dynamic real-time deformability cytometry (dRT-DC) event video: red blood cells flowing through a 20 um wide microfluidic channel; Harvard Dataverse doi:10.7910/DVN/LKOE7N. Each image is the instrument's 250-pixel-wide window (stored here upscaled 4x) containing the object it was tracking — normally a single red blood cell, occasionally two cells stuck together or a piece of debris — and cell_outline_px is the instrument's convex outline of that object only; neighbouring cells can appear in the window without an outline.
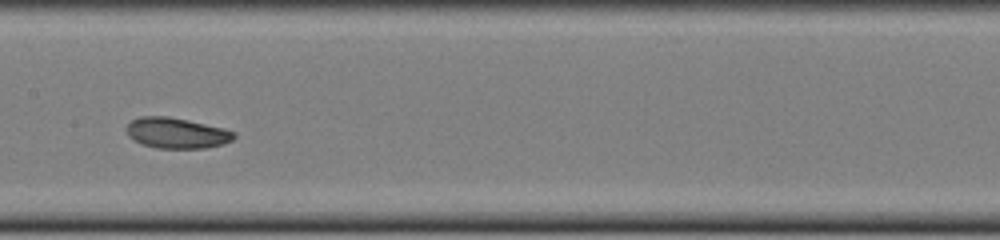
{"species": "common noctule bat (a hibernating species)", "species_latin": "Nyctalus noctula", "temperature_condition": "cold", "stored_images_in_passage": 21, "camera_frame_rate_fps": 3000, "um_per_image_px": 0.085, "animal": {"sex": "female", "body_mass_g": 22.0, "forearm_length_mm": 56.7}, "frame": {"image": 1, "passage_image": 12, "time_ms": 3.667, "image_size_px": [1000, 240], "cell_outline_px": [[236, 136], [232, 140], [220, 144], [204, 148], [156, 148], [140, 144], [128, 136], [128, 124], [132, 120], [140, 116], [168, 116], [188, 120], [224, 128], [236, 132]], "centroid_in_image_um": [15.01, 11.3], "position_along_channel_um": 192.4, "area_um2": 19.13}}
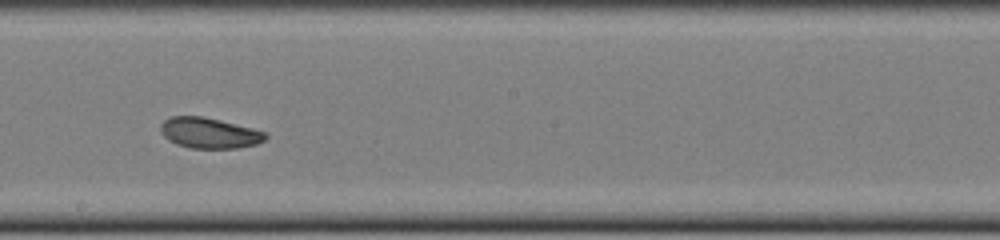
{"frame": {"image": 2, "passage_image": 15, "time_ms": 4.667, "image_size_px": [1000, 240], "cell_outline_px": [[268, 136], [264, 140], [256, 144], [240, 148], [188, 148], [176, 144], [168, 140], [160, 132], [160, 124], [168, 116], [204, 116], [268, 132]], "centroid_in_image_um": [17.77, 11.3], "position_along_channel_um": 230.4, "area_um2": 18.96}}
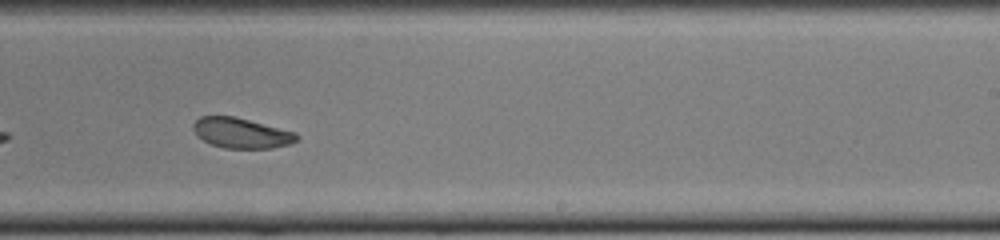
{"frame": {"image": 3, "passage_image": 18, "time_ms": 5.667, "image_size_px": [1000, 240], "cell_outline_px": [[300, 136], [296, 140], [288, 144], [272, 148], [224, 148], [212, 144], [196, 136], [192, 128], [192, 124], [200, 116], [236, 116], [296, 132]], "centroid_in_image_um": [20.49, 11.29], "position_along_channel_um": 268.5, "area_um2": 18.32}}